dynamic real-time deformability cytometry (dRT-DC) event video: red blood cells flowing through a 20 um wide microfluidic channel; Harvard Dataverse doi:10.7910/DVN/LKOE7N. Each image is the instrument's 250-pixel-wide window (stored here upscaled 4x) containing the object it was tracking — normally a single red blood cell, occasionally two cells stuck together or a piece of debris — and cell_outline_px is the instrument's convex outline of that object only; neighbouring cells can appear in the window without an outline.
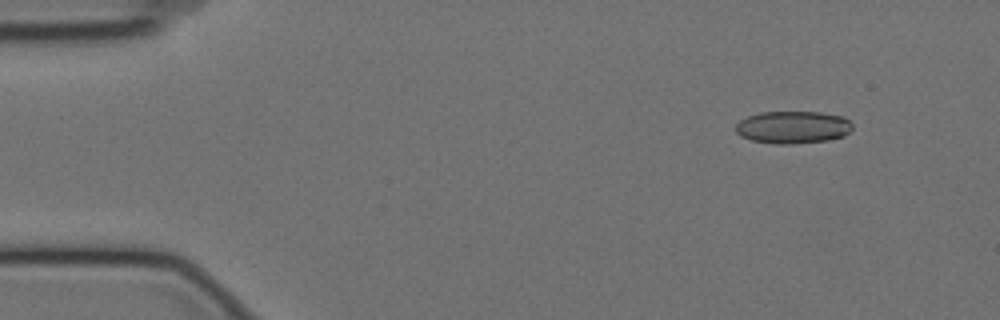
{"species": "Egyptian fruit bat (a non-hibernating species)", "species_latin": "Rousettus aegyptiacus", "temperature_condition": "cold", "stored_images_in_passage": 32, "camera_frame_rate_fps": 3000, "um_per_image_px": 0.085, "animal": {"sex": "female"}, "frame": {"image": 1, "passage_image": 4, "time_ms": 1.0, "image_size_px": [1000, 320], "cell_outline_px": [[852, 128], [844, 136], [828, 140], [792, 144], [772, 144], [752, 140], [740, 136], [736, 132], [736, 124], [740, 120], [748, 116], [760, 112], [820, 112], [844, 116], [852, 124]], "centroid_in_image_um": [67.39, 10.82], "position_along_channel_um": 17.6, "area_um2": 22.2}}
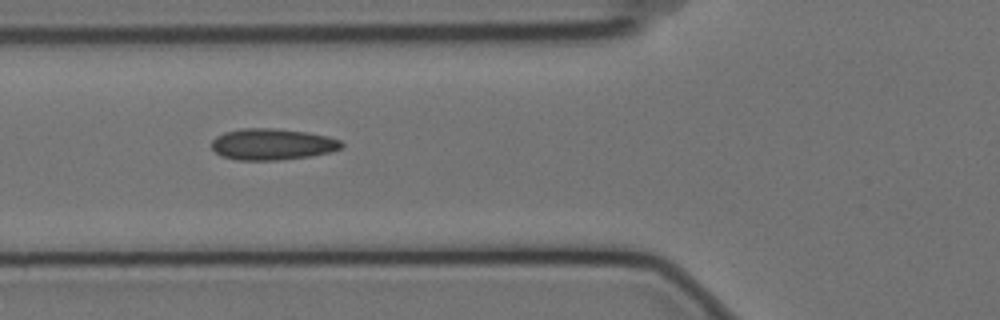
{"frame": {"image": 2, "passage_image": 19, "time_ms": 6.0, "image_size_px": [1000, 320], "cell_outline_px": [[344, 144], [340, 148], [332, 152], [308, 156], [276, 160], [236, 160], [220, 156], [212, 148], [212, 140], [216, 136], [224, 132], [240, 128], [276, 128], [308, 132], [328, 136], [340, 140]], "centroid_in_image_um": [23.12, 12.25], "position_along_channel_um": 102.7, "area_um2": 23.87}}
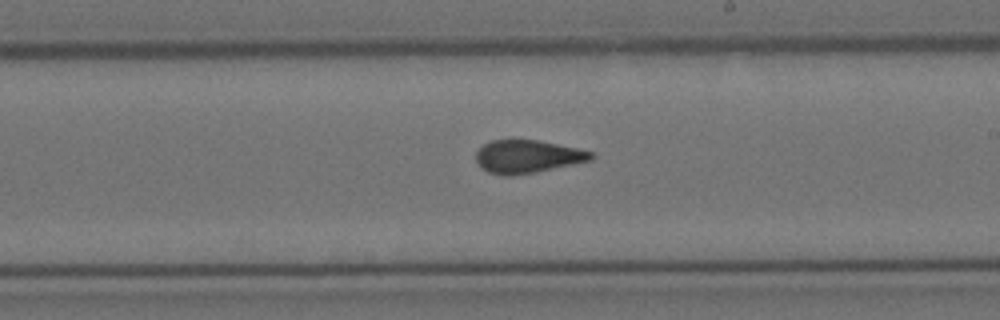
{"frame": {"image": 3, "passage_image": 31, "time_ms": 10.0, "image_size_px": [1000, 320], "cell_outline_px": [[596, 156], [592, 160], [536, 172], [508, 176], [504, 176], [488, 172], [480, 168], [476, 160], [476, 152], [484, 144], [492, 140], [512, 136], [536, 140], [576, 148], [592, 152]], "centroid_in_image_um": [44.78, 13.27], "position_along_channel_um": 244.2, "area_um2": 22.66}}